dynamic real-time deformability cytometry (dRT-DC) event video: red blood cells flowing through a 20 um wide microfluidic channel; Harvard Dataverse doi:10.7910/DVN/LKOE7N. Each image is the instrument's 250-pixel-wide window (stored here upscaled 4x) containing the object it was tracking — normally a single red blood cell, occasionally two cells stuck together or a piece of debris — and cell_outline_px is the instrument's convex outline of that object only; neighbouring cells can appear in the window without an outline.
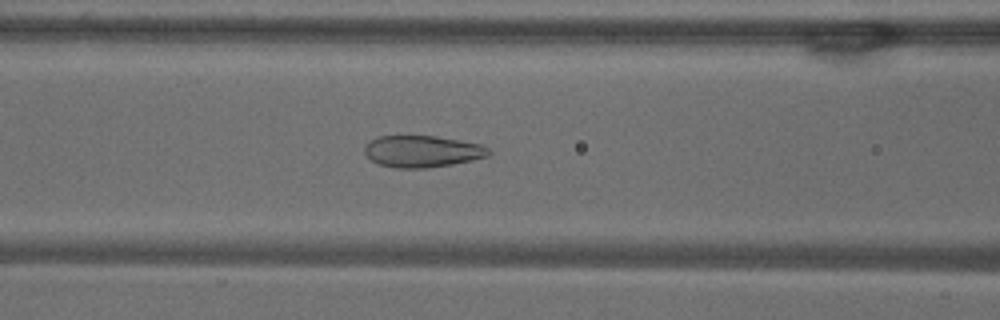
{"species": "common noctule bat (a hibernating species)", "species_latin": "Nyctalus noctula", "temperature_condition": "warm", "stored_images_in_passage": 52, "camera_frame_rate_fps": 3000, "um_per_image_px": 0.085, "animal": {"sex": "male", "body_mass_g": 18.8}, "frame": {"image": 1, "passage_image": 23, "time_ms": 7.333, "image_size_px": [1000, 320], "cell_outline_px": [[492, 152], [488, 156], [452, 164], [424, 168], [392, 168], [380, 164], [372, 160], [364, 152], [364, 148], [372, 140], [380, 136], [436, 136], [480, 144], [488, 148]], "centroid_in_image_um": [35.9, 12.87], "position_along_channel_um": 130.7, "area_um2": 22.66}}
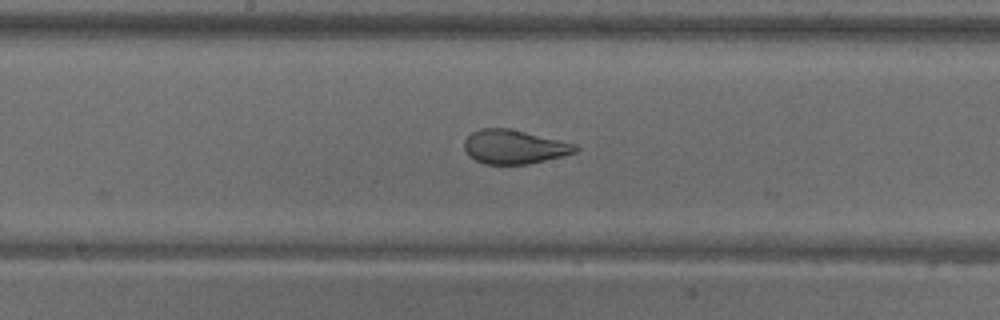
{"frame": {"image": 2, "passage_image": 29, "time_ms": 9.333, "image_size_px": [1000, 320], "cell_outline_px": [[580, 148], [576, 152], [528, 164], [484, 164], [468, 156], [464, 148], [464, 140], [472, 132], [480, 128], [508, 128], [576, 144]], "centroid_in_image_um": [43.66, 12.48], "position_along_channel_um": 204.5, "area_um2": 21.85}}
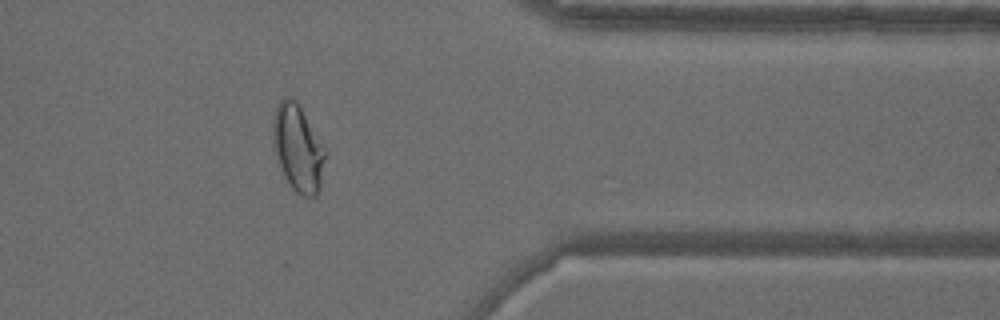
{"frame": {"image": 3, "passage_image": 45, "time_ms": 14.667, "image_size_px": [1000, 320], "cell_outline_px": [[328, 152], [320, 188], [316, 196], [300, 196], [292, 188], [284, 176], [280, 168], [272, 140], [272, 120], [276, 108], [280, 100], [284, 96], [288, 96], [296, 100], [300, 104], [328, 148]], "centroid_in_image_um": [25.37, 12.55], "position_along_channel_um": 386.0, "area_um2": 27.51}}